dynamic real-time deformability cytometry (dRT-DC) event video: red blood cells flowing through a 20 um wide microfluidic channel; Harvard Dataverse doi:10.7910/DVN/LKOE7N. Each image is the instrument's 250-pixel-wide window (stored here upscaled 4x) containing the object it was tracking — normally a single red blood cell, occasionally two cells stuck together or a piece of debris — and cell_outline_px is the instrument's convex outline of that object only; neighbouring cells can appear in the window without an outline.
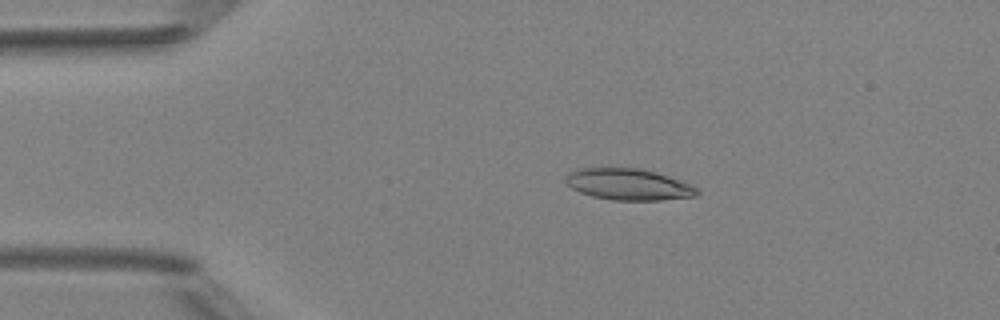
{"species": "Egyptian fruit bat (a non-hibernating species)", "species_latin": "Rousettus aegyptiacus", "temperature_condition": "room temperature", "stored_images_in_passage": 3, "camera_frame_rate_fps": 3000, "um_per_image_px": 0.085, "animal": {"sex": "female"}, "frame": {"image": 1, "passage_image": 2, "time_ms": 1.0, "image_size_px": [1000, 320], "cell_outline_px": [[700, 192], [696, 196], [660, 200], [612, 200], [592, 196], [580, 192], [572, 188], [564, 180], [568, 172], [580, 168], [640, 168], [656, 172], [692, 184]], "centroid_in_image_um": [53.42, 15.67], "position_along_channel_um": 31.6, "area_um2": 24.04}}